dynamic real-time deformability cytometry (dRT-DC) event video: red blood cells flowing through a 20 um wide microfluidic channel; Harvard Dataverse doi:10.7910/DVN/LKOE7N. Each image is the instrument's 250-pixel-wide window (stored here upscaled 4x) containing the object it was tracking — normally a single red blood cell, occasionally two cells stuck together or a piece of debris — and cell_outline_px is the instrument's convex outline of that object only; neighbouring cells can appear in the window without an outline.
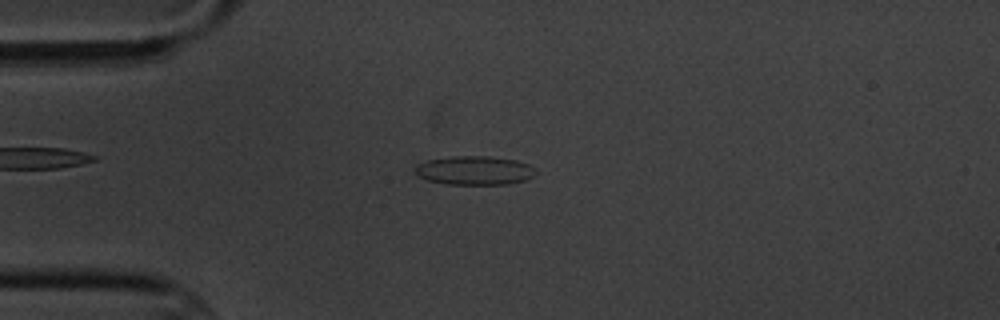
{"species": "common noctule bat (a hibernating species)", "species_latin": "Nyctalus noctula", "temperature_condition": "cold", "stored_images_in_passage": 6, "camera_frame_rate_fps": 3000, "um_per_image_px": 0.085, "animal": {"sex": "male", "body_mass_g": 20.1, "forearm_length_mm": 53.5}, "frame": {"image": 1, "passage_image": 4, "time_ms": 3.667, "image_size_px": [1000, 320], "cell_outline_px": [[536, 176], [524, 180], [508, 184], [444, 184], [428, 180], [416, 176], [412, 172], [412, 168], [416, 164], [428, 160], [452, 156], [488, 156], [516, 160], [528, 164], [536, 168]], "centroid_in_image_um": [40.29, 14.49], "position_along_channel_um": 44.7, "area_um2": 20.63}}
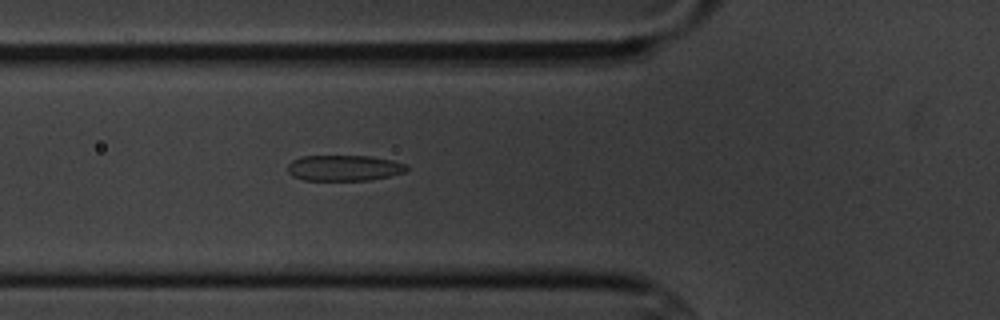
{"frame": {"image": 2, "passage_image": 6, "time_ms": 5.667, "image_size_px": [1000, 320], "cell_outline_px": [[408, 172], [372, 180], [304, 180], [292, 176], [288, 172], [288, 164], [292, 160], [300, 156], [372, 156], [392, 160], [404, 164], [408, 168]], "centroid_in_image_um": [29.26, 14.28], "position_along_channel_um": 96.5, "area_um2": 18.03}}